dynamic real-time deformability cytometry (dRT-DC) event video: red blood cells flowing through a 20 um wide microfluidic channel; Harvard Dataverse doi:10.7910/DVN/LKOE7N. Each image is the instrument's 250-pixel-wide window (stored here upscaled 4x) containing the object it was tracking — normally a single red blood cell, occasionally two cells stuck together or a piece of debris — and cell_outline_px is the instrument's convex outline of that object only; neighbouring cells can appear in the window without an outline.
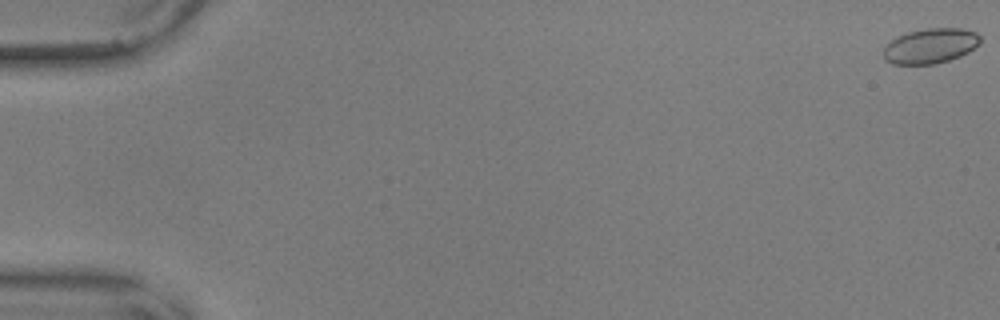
{"species": "common noctule bat (a hibernating species)", "species_latin": "Nyctalus noctula", "temperature_condition": "warm", "stored_images_in_passage": 12, "camera_frame_rate_fps": 3000, "um_per_image_px": 0.085, "animal": {"sex": "male", "body_mass_g": 17.9, "forearm_length_mm": 54.2}, "frame": {"image": 1, "passage_image": 1, "time_ms": 0.0, "image_size_px": [1000, 320], "cell_outline_px": [[980, 44], [968, 52], [960, 56], [936, 64], [892, 64], [884, 60], [884, 48], [892, 40], [908, 32], [928, 28], [960, 28], [976, 32], [980, 36]], "centroid_in_image_um": [79.11, 3.91], "position_along_channel_um": 5.9, "area_um2": 19.65}}